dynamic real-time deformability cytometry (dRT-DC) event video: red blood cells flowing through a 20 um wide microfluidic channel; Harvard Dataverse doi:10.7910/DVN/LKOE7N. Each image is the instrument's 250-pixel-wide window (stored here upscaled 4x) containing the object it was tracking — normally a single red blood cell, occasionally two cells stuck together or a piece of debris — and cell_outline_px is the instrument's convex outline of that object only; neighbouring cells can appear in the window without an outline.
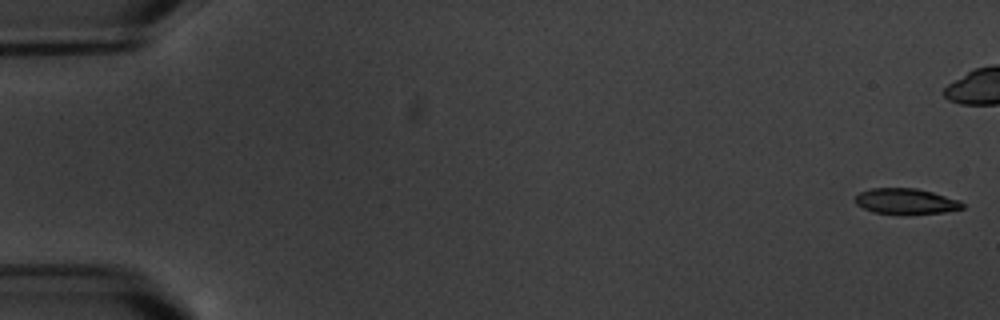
{"species": "common noctule bat (a hibernating species)", "species_latin": "Nyctalus noctula", "temperature_condition": "warm", "stored_images_in_passage": 6, "camera_frame_rate_fps": 3000, "um_per_image_px": 0.085, "animal": {"sex": "male", "body_mass_g": 20.1, "forearm_length_mm": 53.5}, "frame": {"image": 1, "passage_image": 1, "time_ms": 0.0, "image_size_px": [1000, 320], "cell_outline_px": [[964, 208], [944, 212], [872, 212], [856, 204], [856, 196], [860, 192], [872, 188], [916, 188], [932, 192], [960, 200], [964, 204]], "centroid_in_image_um": [77.01, 17.07], "position_along_channel_um": 8.0, "area_um2": 15.37}}
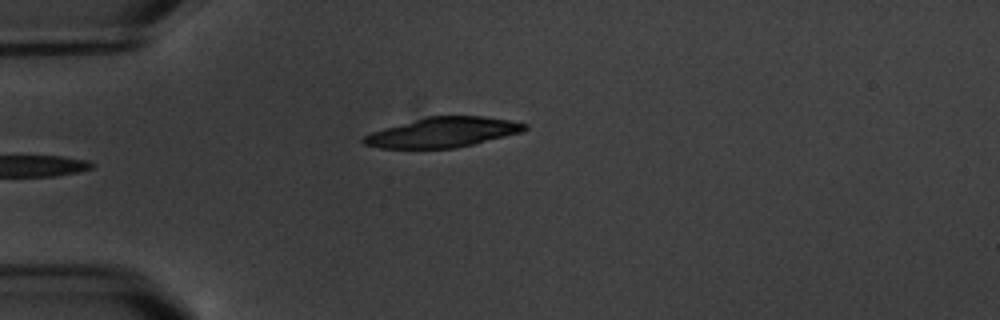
{"frame": {"image": 2, "passage_image": 6, "time_ms": 6.667, "image_size_px": [1000, 320], "cell_outline_px": [[528, 128], [520, 132], [456, 148], [380, 148], [364, 144], [360, 140], [364, 136], [372, 132], [384, 128], [428, 116], [484, 116], [512, 120], [528, 124]], "centroid_in_image_um": [37.64, 11.24], "position_along_channel_um": 47.4, "area_um2": 27.8}}